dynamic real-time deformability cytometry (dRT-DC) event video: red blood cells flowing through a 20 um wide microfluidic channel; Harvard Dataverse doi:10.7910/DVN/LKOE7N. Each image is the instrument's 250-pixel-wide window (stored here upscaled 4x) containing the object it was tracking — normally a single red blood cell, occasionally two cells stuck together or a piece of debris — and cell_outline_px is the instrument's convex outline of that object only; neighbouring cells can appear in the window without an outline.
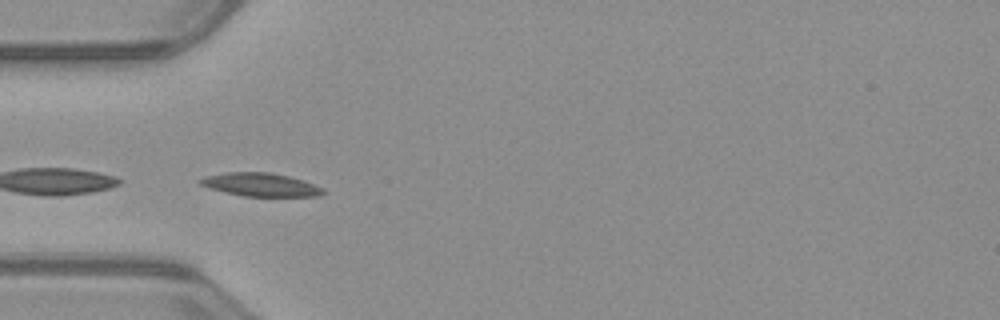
{"species": "common noctule bat (a hibernating species)", "species_latin": "Nyctalus noctula", "temperature_condition": "warm", "stored_images_in_passage": 42, "segment_of_instrument_passage": [2, 2], "camera_frame_rate_fps": 3000, "um_per_image_px": 0.085, "animal": {"sex": "male", "body_mass_g": 23.1, "forearm_length_mm": 52.7}, "frame": {"image": 1, "passage_image": 16, "time_ms": 5.0, "image_size_px": [1000, 320], "cell_outline_px": [[324, 192], [320, 196], [244, 196], [208, 188], [200, 184], [196, 180], [208, 176], [228, 172], [268, 172], [288, 176], [304, 180], [324, 188]], "centroid_in_image_um": [22.16, 15.69], "position_along_channel_um": 62.8, "area_um2": 16.59}}
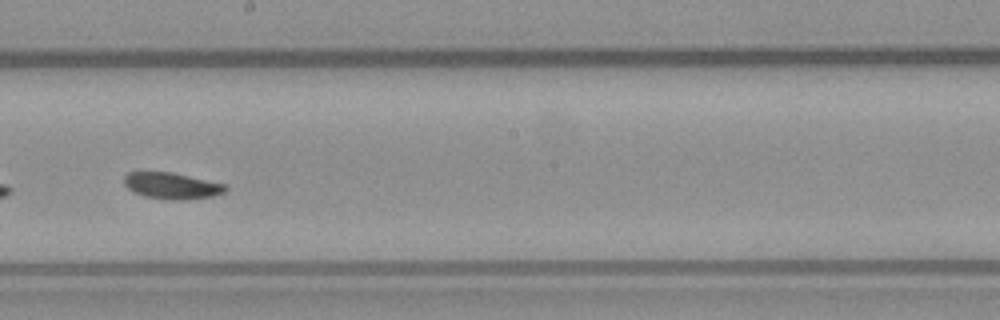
{"frame": {"image": 2, "passage_image": 29, "time_ms": 9.333, "image_size_px": [1000, 320], "cell_outline_px": [[228, 188], [224, 192], [212, 196], [184, 200], [168, 200], [144, 196], [132, 192], [124, 184], [124, 176], [128, 172], [172, 172], [228, 184]], "centroid_in_image_um": [14.62, 15.79], "position_along_channel_um": 233.6, "area_um2": 15.78}}
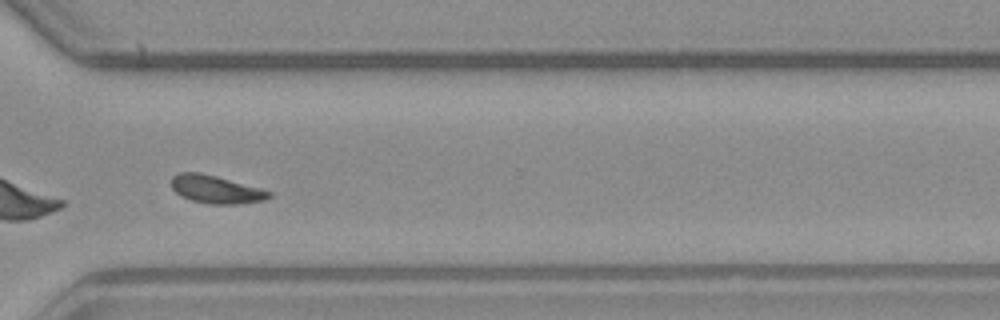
{"frame": {"image": 3, "passage_image": 38, "time_ms": 12.333, "image_size_px": [1000, 320], "cell_outline_px": [[272, 196], [268, 200], [236, 204], [208, 204], [192, 200], [180, 196], [172, 188], [172, 176], [180, 172], [200, 172], [216, 176], [260, 188], [272, 192]], "centroid_in_image_um": [18.37, 16.1], "position_along_channel_um": 352.2, "area_um2": 15.95}}